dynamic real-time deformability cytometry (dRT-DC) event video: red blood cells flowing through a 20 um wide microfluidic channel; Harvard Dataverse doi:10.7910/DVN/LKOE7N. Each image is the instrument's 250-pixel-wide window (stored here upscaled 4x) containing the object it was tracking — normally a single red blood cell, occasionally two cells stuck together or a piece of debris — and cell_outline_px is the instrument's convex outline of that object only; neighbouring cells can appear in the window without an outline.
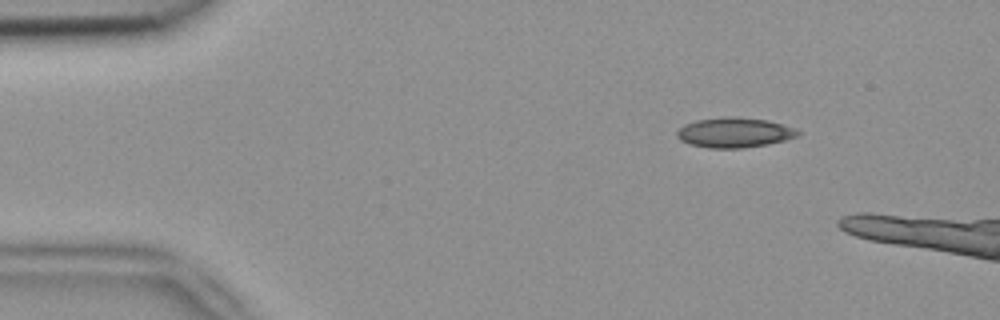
{"species": "common noctule bat (a hibernating species)", "species_latin": "Nyctalus noctula", "temperature_condition": "room temperature", "stored_images_in_passage": 3, "camera_frame_rate_fps": 3000, "um_per_image_px": 0.085, "animal": {"sex": "female", "body_mass_g": 18.4}, "frame": {"image": 1, "passage_image": 1, "time_ms": 0.0, "image_size_px": [1000, 320], "cell_outline_px": [[800, 132], [796, 136], [784, 140], [768, 144], [744, 148], [708, 148], [688, 144], [680, 140], [676, 136], [676, 132], [684, 124], [696, 120], [724, 116], [736, 116], [768, 120], [784, 124], [796, 128]], "centroid_in_image_um": [62.4, 11.26], "position_along_channel_um": 22.6, "area_um2": 21.39}}